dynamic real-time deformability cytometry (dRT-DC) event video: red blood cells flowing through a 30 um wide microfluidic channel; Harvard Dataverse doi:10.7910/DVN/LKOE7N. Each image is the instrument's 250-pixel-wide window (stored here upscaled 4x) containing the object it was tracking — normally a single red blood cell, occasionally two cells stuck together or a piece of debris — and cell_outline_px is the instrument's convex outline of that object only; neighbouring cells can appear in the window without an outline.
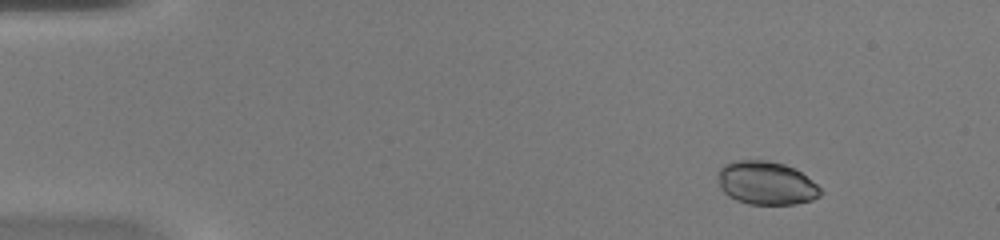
{"species": "common noctule bat (a hibernating species)", "species_latin": "Nyctalus noctula", "temperature_condition": "warm", "stored_images_in_passage": 45, "camera_frame_rate_fps": 3000, "um_per_image_px": 0.085, "animal": {"sex": "female", "body_mass_g": 20.0, "forearm_length_mm": 54.0}, "frame": {"image": 1, "passage_image": 1, "time_ms": 0.0, "image_size_px": [1000, 240], "cell_outline_px": [[824, 192], [820, 196], [812, 200], [796, 204], [748, 204], [736, 200], [728, 196], [720, 188], [720, 168], [724, 164], [740, 160], [768, 160], [784, 164], [800, 172], [816, 184]], "centroid_in_image_um": [65.15, 15.57], "position_along_channel_um": 19.8, "area_um2": 25.72}}
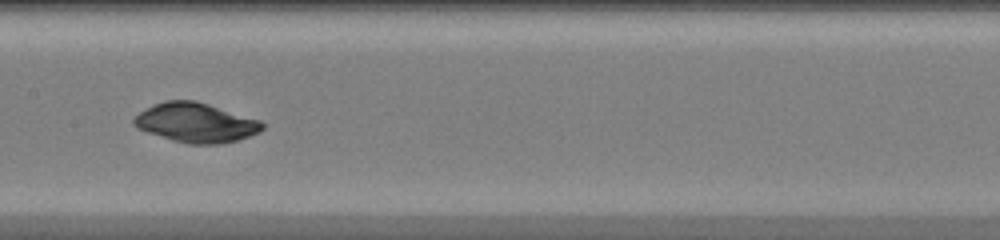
{"frame": {"image": 2, "passage_image": 21, "time_ms": 6.667, "image_size_px": [1000, 240], "cell_outline_px": [[264, 128], [260, 132], [236, 140], [220, 144], [188, 144], [172, 140], [136, 128], [132, 124], [132, 120], [140, 112], [164, 100], [196, 100], [260, 120], [264, 124]], "centroid_in_image_um": [16.65, 10.43], "position_along_channel_um": 190.8, "area_um2": 29.36}}
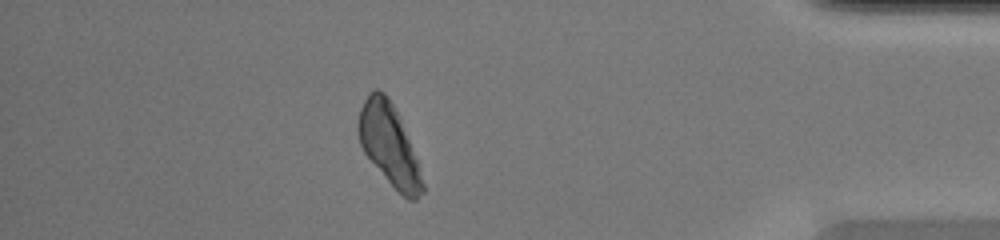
{"frame": {"image": 3, "passage_image": 39, "time_ms": 12.667, "image_size_px": [1000, 240], "cell_outline_px": [[424, 192], [416, 200], [408, 200], [388, 180], [364, 152], [360, 144], [356, 128], [356, 124], [360, 108], [368, 92], [376, 88], [384, 92], [400, 116], [416, 160], [424, 184]], "centroid_in_image_um": [33.04, 12.26], "position_along_channel_um": 402.2, "area_um2": 29.88}, "authors_computed_cell_mechanics": {"area_um2": 29.4202, "velocity_mm_per_s": 4.1654, "shape_relaxation_time_tau1_ms": 3.4235, "shape_relaxation_time_tau2_ms": null, "deformation_change_tau1": 0.0541, "deformation_change_tau2": null}}